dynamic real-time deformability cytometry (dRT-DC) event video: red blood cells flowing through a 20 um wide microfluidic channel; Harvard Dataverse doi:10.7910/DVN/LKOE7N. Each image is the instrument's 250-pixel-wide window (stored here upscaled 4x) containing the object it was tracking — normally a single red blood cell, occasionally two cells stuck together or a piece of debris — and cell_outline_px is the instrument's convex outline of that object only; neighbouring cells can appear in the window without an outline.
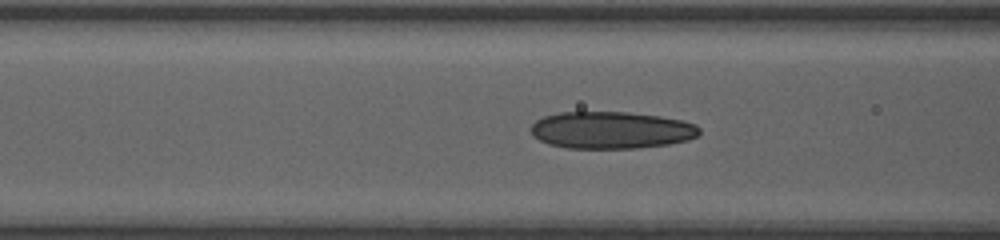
{"species": "human", "species_latin": "Homo sapiens", "temperature_condition": "room temperature", "stored_images_in_passage": 36, "camera_frame_rate_fps": 3000, "um_per_image_px": 0.085, "donor": {"sex": "female"}, "frame": {"image": 1, "passage_image": 7, "time_ms": 1.333, "image_size_px": [1000, 240], "cell_outline_px": [[700, 136], [688, 140], [668, 144], [636, 148], [568, 148], [548, 144], [532, 136], [528, 128], [536, 120], [544, 116], [560, 112], [628, 112], [660, 116], [684, 120], [696, 124], [700, 128]], "centroid_in_image_um": [51.96, 11.06], "position_along_channel_um": 114.6, "area_um2": 36.82}}
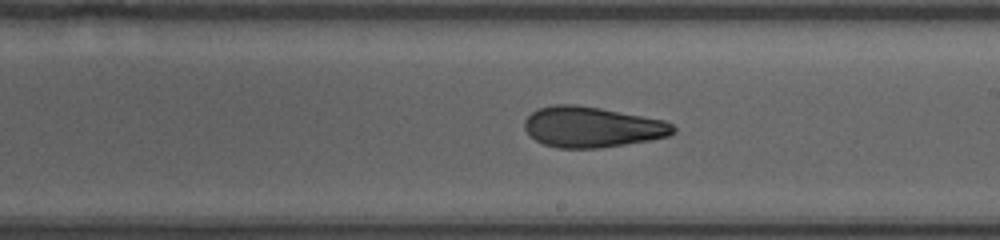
{"frame": {"image": 2, "passage_image": 20, "time_ms": 4.333, "image_size_px": [1000, 240], "cell_outline_px": [[676, 132], [668, 136], [648, 140], [600, 148], [556, 148], [544, 144], [536, 140], [524, 128], [524, 120], [532, 112], [540, 108], [552, 104], [576, 104], [600, 108], [664, 120], [672, 124], [676, 128]], "centroid_in_image_um": [50.32, 10.79], "position_along_channel_um": 238.7, "area_um2": 35.08}}
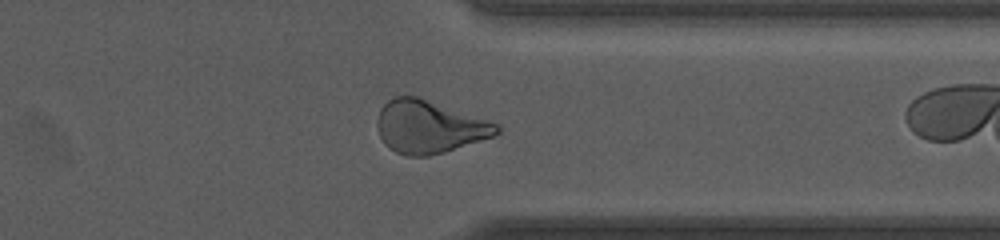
{"frame": {"image": 3, "passage_image": 34, "time_ms": 7.667, "image_size_px": [1000, 240], "cell_outline_px": [[500, 132], [492, 136], [444, 152], [428, 156], [404, 156], [388, 148], [384, 144], [380, 136], [376, 124], [376, 120], [380, 108], [388, 100], [396, 96], [416, 96], [500, 124]], "centroid_in_image_um": [36.44, 10.78], "position_along_channel_um": 375.0, "area_um2": 36.53}}